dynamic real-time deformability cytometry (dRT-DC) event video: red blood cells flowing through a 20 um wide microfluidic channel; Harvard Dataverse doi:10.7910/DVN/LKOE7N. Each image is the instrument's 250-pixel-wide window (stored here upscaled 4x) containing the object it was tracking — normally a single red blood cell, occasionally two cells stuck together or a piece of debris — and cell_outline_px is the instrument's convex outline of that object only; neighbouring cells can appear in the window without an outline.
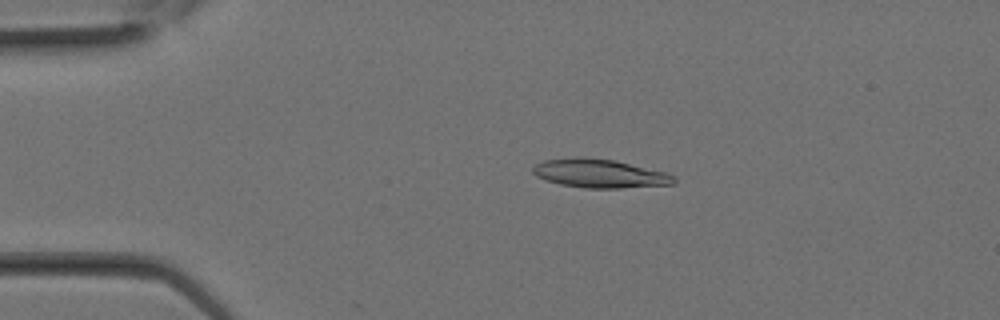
{"species": "Egyptian fruit bat (a non-hibernating species)", "species_latin": "Rousettus aegyptiacus", "temperature_condition": "room temperature", "stored_images_in_passage": 9, "camera_frame_rate_fps": 3000, "um_per_image_px": 0.085, "animal": {"sex": "female"}, "frame": {"image": 1, "passage_image": 3, "time_ms": 0.667, "image_size_px": [1000, 320], "cell_outline_px": [[676, 184], [620, 188], [584, 188], [560, 184], [544, 180], [536, 176], [532, 172], [532, 168], [536, 164], [544, 160], [576, 156], [584, 156], [612, 160], [664, 172], [676, 176]], "centroid_in_image_um": [50.93, 14.74], "position_along_channel_um": 34.1, "area_um2": 23.64}}
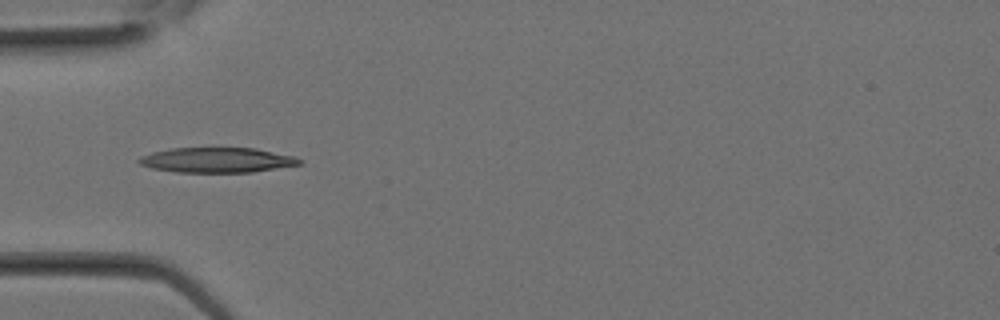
{"frame": {"image": 2, "passage_image": 6, "time_ms": 1.667, "image_size_px": [1000, 320], "cell_outline_px": [[304, 164], [252, 172], [176, 172], [152, 168], [140, 164], [136, 160], [140, 156], [152, 152], [172, 148], [256, 148], [292, 156], [304, 160]], "centroid_in_image_um": [18.46, 13.6], "position_along_channel_um": 66.5, "area_um2": 23.47}}
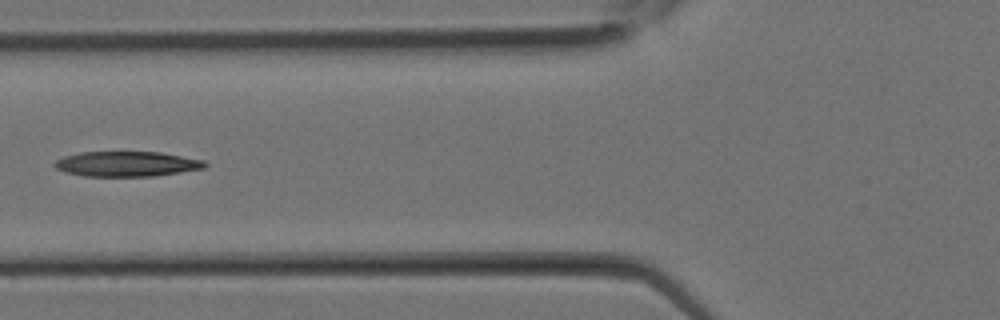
{"frame": {"image": 3, "passage_image": 8, "time_ms": 2.333, "image_size_px": [1000, 320], "cell_outline_px": [[208, 164], [204, 168], [180, 172], [152, 176], [84, 176], [64, 172], [56, 168], [52, 164], [56, 160], [64, 156], [80, 152], [160, 152], [204, 160]], "centroid_in_image_um": [10.75, 13.93], "position_along_channel_um": 115.1, "area_um2": 21.96}}